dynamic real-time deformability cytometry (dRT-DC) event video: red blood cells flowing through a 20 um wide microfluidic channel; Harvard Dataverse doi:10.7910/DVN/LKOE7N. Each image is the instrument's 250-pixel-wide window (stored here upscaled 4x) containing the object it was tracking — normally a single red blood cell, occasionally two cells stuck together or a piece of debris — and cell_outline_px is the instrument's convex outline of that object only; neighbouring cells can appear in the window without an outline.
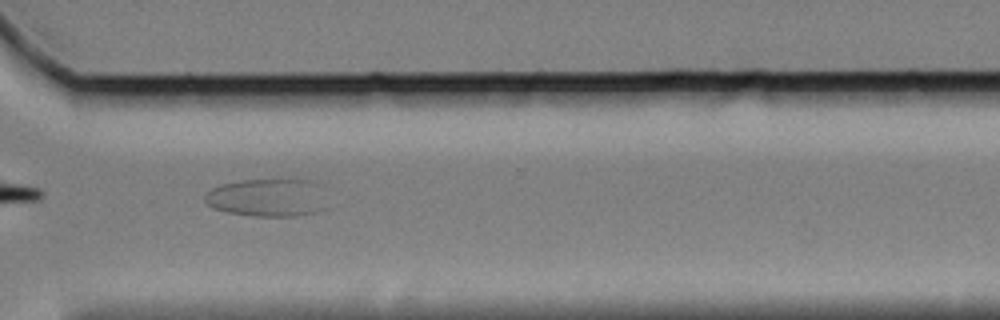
{"species": "Egyptian fruit bat (a non-hibernating species)", "species_latin": "Rousettus aegyptiacus", "temperature_condition": "cold", "stored_images_in_passage": 46, "segment_of_instrument_passage": [1, 2], "camera_frame_rate_fps": 3000, "um_per_image_px": 0.085, "animal": {"sex": "female"}, "frame": {"image": 1, "passage_image": 31, "time_ms": 10.0, "image_size_px": [1000, 320], "cell_outline_px": [[328, 208], [316, 212], [296, 216], [252, 216], [228, 212], [212, 208], [204, 200], [204, 192], [220, 184], [240, 180], [276, 176], [312, 180], [320, 184]], "centroid_in_image_um": [22.77, 16.74], "position_along_channel_um": 347.8, "area_um2": 28.5}}
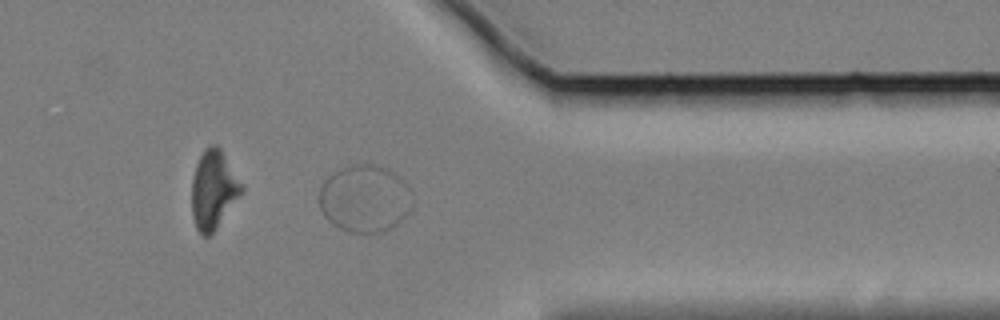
{"frame": {"image": 2, "passage_image": 35, "time_ms": 11.333, "image_size_px": [1000, 320], "cell_outline_px": [[412, 208], [392, 228], [384, 232], [348, 232], [332, 224], [324, 216], [320, 208], [320, 188], [324, 180], [332, 172], [340, 168], [352, 164], [372, 164], [388, 168], [400, 176], [408, 184]], "centroid_in_image_um": [31.0, 16.86], "position_along_channel_um": 380.4, "area_um2": 36.76}}